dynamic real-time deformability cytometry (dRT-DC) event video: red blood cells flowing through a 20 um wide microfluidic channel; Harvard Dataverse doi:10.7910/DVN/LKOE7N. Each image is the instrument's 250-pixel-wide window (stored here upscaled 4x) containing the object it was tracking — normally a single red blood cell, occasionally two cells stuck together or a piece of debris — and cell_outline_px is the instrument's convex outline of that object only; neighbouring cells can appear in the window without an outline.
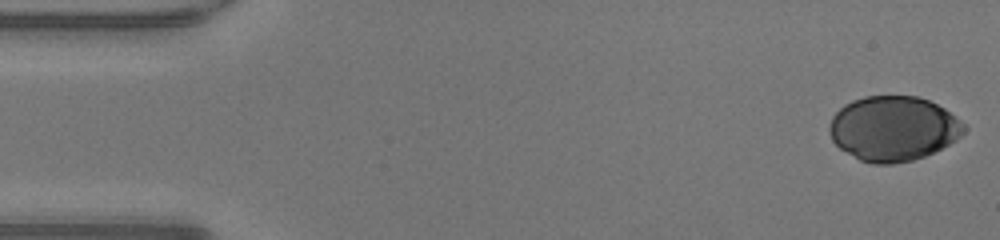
{"species": "human", "species_latin": "Homo sapiens", "temperature_condition": "warm", "stored_images_in_passage": 47, "camera_frame_rate_fps": 3000, "um_per_image_px": 0.085, "donor": {"sex": "male"}, "frame": {"image": 1, "passage_image": 1, "time_ms": 0.0, "image_size_px": [1000, 240], "cell_outline_px": [[964, 132], [956, 140], [924, 156], [912, 160], [892, 164], [872, 164], [860, 160], [840, 148], [832, 140], [828, 128], [828, 124], [832, 116], [844, 104], [852, 100], [864, 96], [920, 96], [944, 108], [964, 124]], "centroid_in_image_um": [75.89, 10.92], "position_along_channel_um": 9.1, "area_um2": 50.69}}
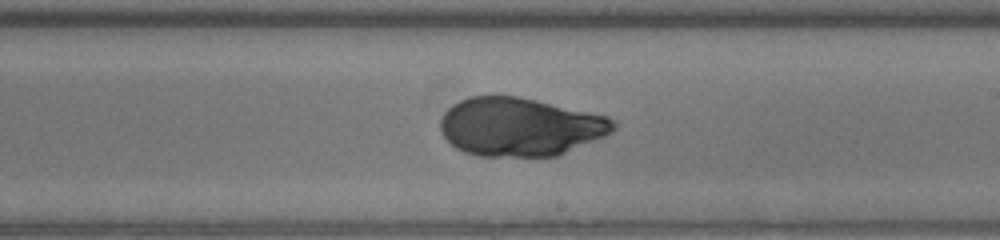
{"frame": {"image": 2, "passage_image": 27, "time_ms": 8.667, "image_size_px": [1000, 240], "cell_outline_px": [[616, 128], [612, 132], [604, 136], [556, 156], [476, 156], [464, 152], [456, 148], [440, 132], [440, 120], [444, 112], [452, 104], [460, 100], [472, 96], [516, 96], [536, 100], [608, 116], [616, 120]], "centroid_in_image_um": [44.19, 10.78], "position_along_channel_um": 244.8, "area_um2": 58.84}}
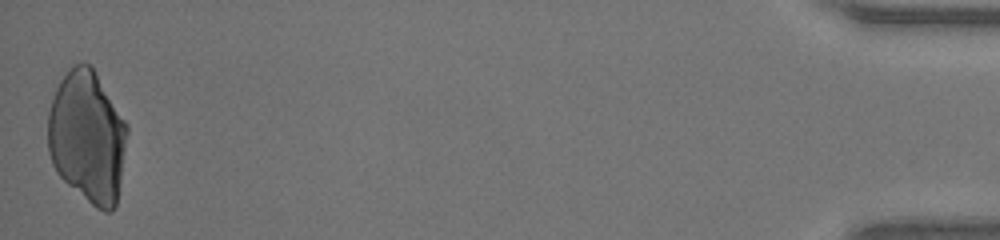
{"frame": {"image": 3, "passage_image": 47, "time_ms": 15.333, "image_size_px": [1000, 240], "cell_outline_px": [[128, 132], [116, 204], [112, 212], [104, 212], [96, 208], [68, 184], [56, 172], [52, 164], [48, 152], [48, 112], [56, 88], [60, 80], [72, 64], [88, 64], [92, 68], [128, 124]], "centroid_in_image_um": [7.42, 11.65], "position_along_channel_um": 427.8, "area_um2": 60.75}}